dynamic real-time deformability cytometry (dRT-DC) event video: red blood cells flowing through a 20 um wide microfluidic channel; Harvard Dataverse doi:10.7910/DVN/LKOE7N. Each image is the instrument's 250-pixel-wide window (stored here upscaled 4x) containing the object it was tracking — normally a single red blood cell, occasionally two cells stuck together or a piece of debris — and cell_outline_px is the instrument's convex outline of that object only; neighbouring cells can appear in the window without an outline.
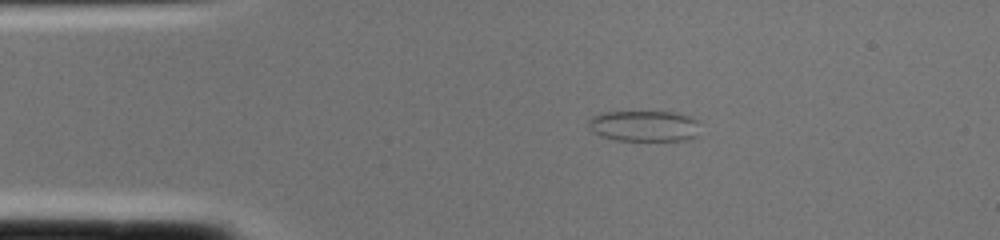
{"species": "common noctule bat (a hibernating species)", "species_latin": "Nyctalus noctula", "temperature_condition": "cold", "stored_images_in_passage": 1, "camera_frame_rate_fps": 3000, "um_per_image_px": 0.085, "animal": {"sex": "female", "body_mass_g": 22.0, "forearm_length_mm": 56.7}, "frame": {"image": 1, "passage_image": 1, "time_ms": 0.0, "image_size_px": [1000, 240], "cell_outline_px": [[700, 120], [696, 136], [688, 140], [616, 140], [600, 136], [588, 128], [588, 120], [592, 116], [604, 112], [676, 112]], "centroid_in_image_um": [54.76, 10.7], "position_along_channel_um": 30.2, "area_um2": 20.23}}